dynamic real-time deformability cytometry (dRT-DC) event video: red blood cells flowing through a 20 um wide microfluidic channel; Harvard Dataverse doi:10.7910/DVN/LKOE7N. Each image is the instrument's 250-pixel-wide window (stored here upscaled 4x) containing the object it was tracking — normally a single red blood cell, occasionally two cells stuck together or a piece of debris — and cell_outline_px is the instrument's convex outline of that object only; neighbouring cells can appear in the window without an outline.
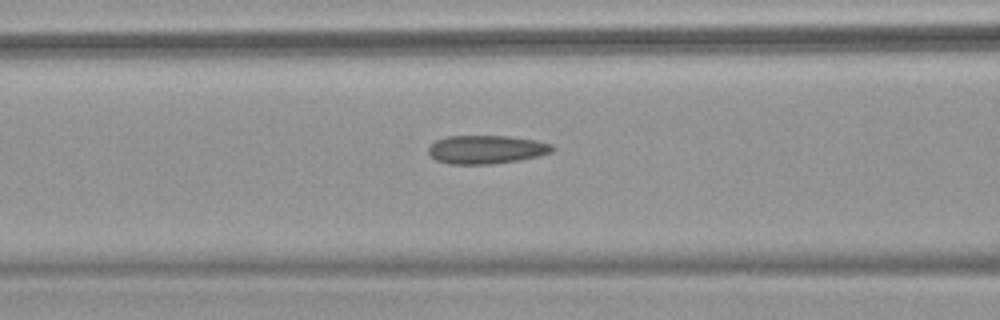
{"species": "common noctule bat (a hibernating species)", "species_latin": "Nyctalus noctula", "temperature_condition": "warm", "stored_images_in_passage": 26, "camera_frame_rate_fps": 3000, "um_per_image_px": 0.085, "animal": {"sex": "female", "body_mass_g": 18.4}, "frame": {"image": 1, "passage_image": 5, "time_ms": 1.333, "image_size_px": [1000, 320], "cell_outline_px": [[556, 148], [552, 152], [540, 156], [520, 160], [492, 164], [448, 164], [436, 160], [428, 152], [428, 148], [436, 140], [448, 136], [508, 136], [536, 140], [552, 144]], "centroid_in_image_um": [41.38, 12.71], "position_along_channel_um": 125.2, "area_um2": 20.69}}
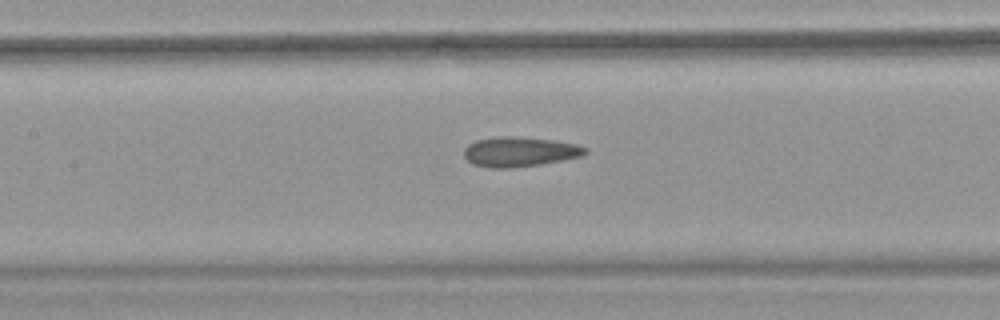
{"frame": {"image": 2, "passage_image": 8, "time_ms": 2.333, "image_size_px": [1000, 320], "cell_outline_px": [[588, 152], [584, 156], [564, 160], [540, 164], [512, 168], [488, 168], [472, 164], [464, 156], [464, 148], [468, 144], [476, 140], [500, 136], [508, 136], [552, 140], [576, 144], [588, 148]], "centroid_in_image_um": [44.18, 12.91], "position_along_channel_um": 163.2, "area_um2": 21.15}}
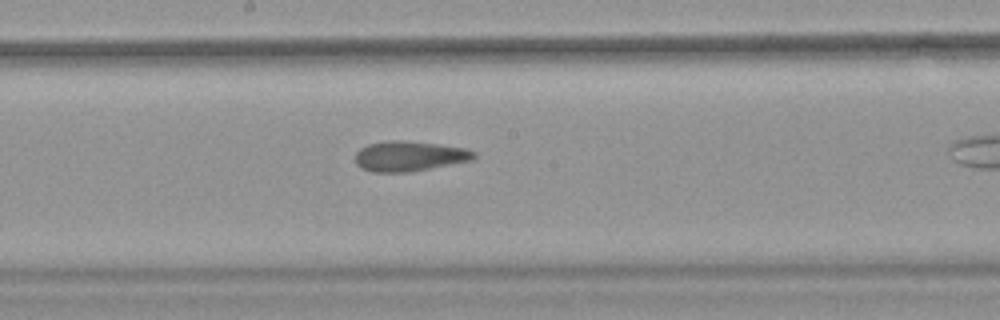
{"frame": {"image": 3, "passage_image": 12, "time_ms": 3.667, "image_size_px": [1000, 320], "cell_outline_px": [[476, 156], [472, 160], [408, 172], [372, 172], [360, 168], [356, 164], [356, 152], [360, 148], [368, 144], [388, 140], [400, 140], [436, 144], [464, 148], [476, 152]], "centroid_in_image_um": [34.75, 13.27], "position_along_channel_um": 213.4, "area_um2": 20.69}}